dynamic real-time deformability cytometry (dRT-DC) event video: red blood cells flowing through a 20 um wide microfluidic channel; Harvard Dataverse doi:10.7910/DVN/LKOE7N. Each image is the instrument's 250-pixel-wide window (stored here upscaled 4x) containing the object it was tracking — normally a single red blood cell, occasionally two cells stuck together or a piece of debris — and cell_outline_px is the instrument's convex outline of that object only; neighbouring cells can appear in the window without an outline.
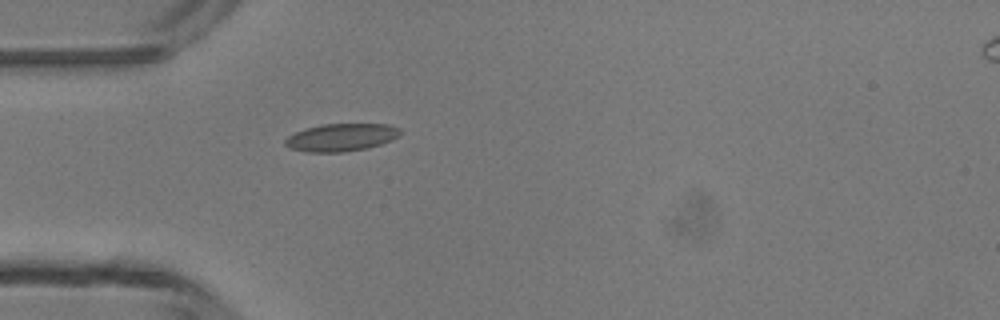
{"species": "common noctule bat (a hibernating species)", "species_latin": "Nyctalus noctula", "temperature_condition": "room temperature", "stored_images_in_passage": 1, "camera_frame_rate_fps": 3000, "um_per_image_px": 0.085, "animal": {"sex": "male", "body_mass_g": 13.3}, "frame": {"image": 1, "passage_image": 1, "time_ms": 0.0, "image_size_px": [1000, 320], "cell_outline_px": [[400, 136], [392, 140], [368, 148], [340, 152], [304, 152], [288, 148], [284, 144], [284, 140], [288, 136], [304, 128], [324, 124], [388, 124], [400, 128]], "centroid_in_image_um": [28.98, 11.68], "position_along_channel_um": 56.0, "area_um2": 18.67}}